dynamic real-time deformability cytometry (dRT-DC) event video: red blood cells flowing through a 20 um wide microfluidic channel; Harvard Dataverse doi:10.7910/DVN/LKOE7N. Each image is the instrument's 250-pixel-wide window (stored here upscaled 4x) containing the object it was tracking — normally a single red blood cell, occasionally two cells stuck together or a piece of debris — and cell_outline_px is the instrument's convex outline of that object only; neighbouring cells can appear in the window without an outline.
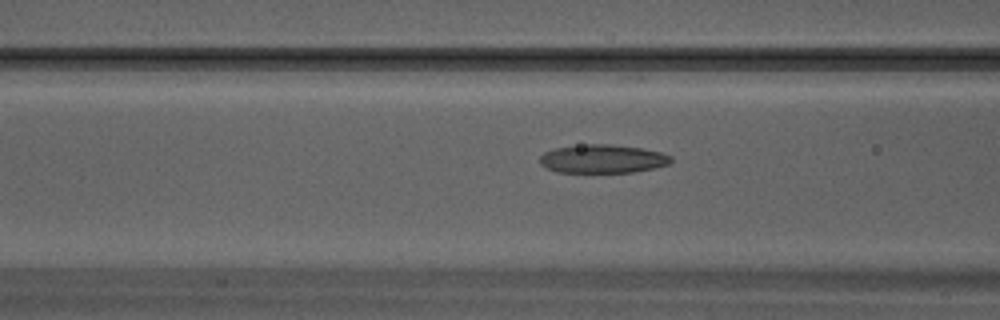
{"species": "Egyptian fruit bat (a non-hibernating species)", "species_latin": "Rousettus aegyptiacus", "temperature_condition": "warm", "stored_images_in_passage": 8, "camera_frame_rate_fps": 3000, "um_per_image_px": 0.085, "animal": {"sex": "male"}, "frame": {"image": 1, "passage_image": 6, "time_ms": 1.667, "image_size_px": [1000, 320], "cell_outline_px": [[672, 160], [668, 164], [656, 168], [632, 172], [556, 172], [540, 164], [540, 156], [544, 152], [556, 148], [588, 144], [612, 144], [640, 148], [660, 152], [672, 156]], "centroid_in_image_um": [51.24, 13.5], "position_along_channel_um": 115.4, "area_um2": 21.68}}